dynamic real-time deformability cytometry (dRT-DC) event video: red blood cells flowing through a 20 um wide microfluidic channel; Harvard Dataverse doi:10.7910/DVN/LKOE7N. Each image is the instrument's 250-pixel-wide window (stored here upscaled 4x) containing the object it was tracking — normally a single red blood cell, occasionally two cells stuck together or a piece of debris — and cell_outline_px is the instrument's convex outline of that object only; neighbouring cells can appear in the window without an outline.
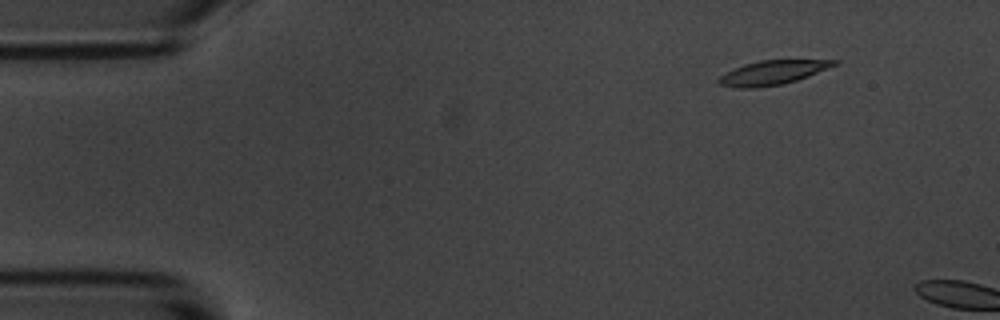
{"species": "common noctule bat (a hibernating species)", "species_latin": "Nyctalus noctula", "temperature_condition": "room temperature", "stored_images_in_passage": 3, "camera_frame_rate_fps": 3000, "um_per_image_px": 0.085, "animal": {"sex": "male", "body_mass_g": 20.1, "forearm_length_mm": 53.5}, "frame": {"image": 1, "passage_image": 2, "time_ms": 1.0, "image_size_px": [1000, 320], "cell_outline_px": [[840, 60], [836, 64], [828, 68], [808, 76], [796, 80], [780, 84], [756, 88], [736, 88], [720, 84], [716, 80], [720, 76], [744, 64], [760, 60]], "centroid_in_image_um": [65.65, 6.17], "position_along_channel_um": 19.4, "area_um2": 15.95}}